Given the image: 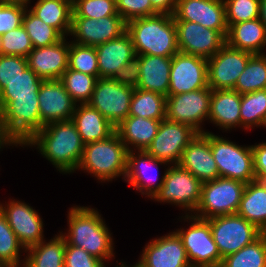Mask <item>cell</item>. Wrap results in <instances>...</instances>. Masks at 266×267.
Segmentation results:
<instances>
[{"label": "cell", "instance_id": "cell-29", "mask_svg": "<svg viewBox=\"0 0 266 267\" xmlns=\"http://www.w3.org/2000/svg\"><path fill=\"white\" fill-rule=\"evenodd\" d=\"M241 94L234 89L212 90L209 119L224 129L241 125Z\"/></svg>", "mask_w": 266, "mask_h": 267}, {"label": "cell", "instance_id": "cell-19", "mask_svg": "<svg viewBox=\"0 0 266 267\" xmlns=\"http://www.w3.org/2000/svg\"><path fill=\"white\" fill-rule=\"evenodd\" d=\"M41 129L50 123L71 120L76 103L60 79L44 80L39 92Z\"/></svg>", "mask_w": 266, "mask_h": 267}, {"label": "cell", "instance_id": "cell-38", "mask_svg": "<svg viewBox=\"0 0 266 267\" xmlns=\"http://www.w3.org/2000/svg\"><path fill=\"white\" fill-rule=\"evenodd\" d=\"M60 80L76 104H85L91 99L97 78L68 68Z\"/></svg>", "mask_w": 266, "mask_h": 267}, {"label": "cell", "instance_id": "cell-4", "mask_svg": "<svg viewBox=\"0 0 266 267\" xmlns=\"http://www.w3.org/2000/svg\"><path fill=\"white\" fill-rule=\"evenodd\" d=\"M128 150L115 132L109 138L85 144L77 169L92 173L99 180L109 181L126 176Z\"/></svg>", "mask_w": 266, "mask_h": 267}, {"label": "cell", "instance_id": "cell-10", "mask_svg": "<svg viewBox=\"0 0 266 267\" xmlns=\"http://www.w3.org/2000/svg\"><path fill=\"white\" fill-rule=\"evenodd\" d=\"M134 88L113 78H98L88 104L117 127L129 116Z\"/></svg>", "mask_w": 266, "mask_h": 267}, {"label": "cell", "instance_id": "cell-43", "mask_svg": "<svg viewBox=\"0 0 266 267\" xmlns=\"http://www.w3.org/2000/svg\"><path fill=\"white\" fill-rule=\"evenodd\" d=\"M120 16L116 10V0H74L72 17L100 19Z\"/></svg>", "mask_w": 266, "mask_h": 267}, {"label": "cell", "instance_id": "cell-2", "mask_svg": "<svg viewBox=\"0 0 266 267\" xmlns=\"http://www.w3.org/2000/svg\"><path fill=\"white\" fill-rule=\"evenodd\" d=\"M136 55L172 57L179 52L176 24L172 14L159 13L126 23Z\"/></svg>", "mask_w": 266, "mask_h": 267}, {"label": "cell", "instance_id": "cell-48", "mask_svg": "<svg viewBox=\"0 0 266 267\" xmlns=\"http://www.w3.org/2000/svg\"><path fill=\"white\" fill-rule=\"evenodd\" d=\"M28 67L27 59L22 56L1 55L0 56V92L7 83L19 77Z\"/></svg>", "mask_w": 266, "mask_h": 267}, {"label": "cell", "instance_id": "cell-32", "mask_svg": "<svg viewBox=\"0 0 266 267\" xmlns=\"http://www.w3.org/2000/svg\"><path fill=\"white\" fill-rule=\"evenodd\" d=\"M30 10L49 26L55 28L63 37L70 34L73 3L63 0H37Z\"/></svg>", "mask_w": 266, "mask_h": 267}, {"label": "cell", "instance_id": "cell-57", "mask_svg": "<svg viewBox=\"0 0 266 267\" xmlns=\"http://www.w3.org/2000/svg\"><path fill=\"white\" fill-rule=\"evenodd\" d=\"M13 1H18V0H0V2H13Z\"/></svg>", "mask_w": 266, "mask_h": 267}, {"label": "cell", "instance_id": "cell-11", "mask_svg": "<svg viewBox=\"0 0 266 267\" xmlns=\"http://www.w3.org/2000/svg\"><path fill=\"white\" fill-rule=\"evenodd\" d=\"M202 182L179 165L169 167L164 174V181L153 199L174 203L196 211L202 191Z\"/></svg>", "mask_w": 266, "mask_h": 267}, {"label": "cell", "instance_id": "cell-7", "mask_svg": "<svg viewBox=\"0 0 266 267\" xmlns=\"http://www.w3.org/2000/svg\"><path fill=\"white\" fill-rule=\"evenodd\" d=\"M207 221L222 258L253 243L264 233L237 213L212 217Z\"/></svg>", "mask_w": 266, "mask_h": 267}, {"label": "cell", "instance_id": "cell-50", "mask_svg": "<svg viewBox=\"0 0 266 267\" xmlns=\"http://www.w3.org/2000/svg\"><path fill=\"white\" fill-rule=\"evenodd\" d=\"M113 79L123 85L137 88L140 79V63L138 56L123 65Z\"/></svg>", "mask_w": 266, "mask_h": 267}, {"label": "cell", "instance_id": "cell-54", "mask_svg": "<svg viewBox=\"0 0 266 267\" xmlns=\"http://www.w3.org/2000/svg\"><path fill=\"white\" fill-rule=\"evenodd\" d=\"M259 19L266 27V0H260Z\"/></svg>", "mask_w": 266, "mask_h": 267}, {"label": "cell", "instance_id": "cell-9", "mask_svg": "<svg viewBox=\"0 0 266 267\" xmlns=\"http://www.w3.org/2000/svg\"><path fill=\"white\" fill-rule=\"evenodd\" d=\"M185 219L194 223L186 231L180 228L176 233L182 240L191 267H220L223 258L214 242L209 222L188 214Z\"/></svg>", "mask_w": 266, "mask_h": 267}, {"label": "cell", "instance_id": "cell-45", "mask_svg": "<svg viewBox=\"0 0 266 267\" xmlns=\"http://www.w3.org/2000/svg\"><path fill=\"white\" fill-rule=\"evenodd\" d=\"M33 48L31 39L23 25L2 35V55L26 58Z\"/></svg>", "mask_w": 266, "mask_h": 267}, {"label": "cell", "instance_id": "cell-15", "mask_svg": "<svg viewBox=\"0 0 266 267\" xmlns=\"http://www.w3.org/2000/svg\"><path fill=\"white\" fill-rule=\"evenodd\" d=\"M207 87V59L180 51L172 56L168 95Z\"/></svg>", "mask_w": 266, "mask_h": 267}, {"label": "cell", "instance_id": "cell-42", "mask_svg": "<svg viewBox=\"0 0 266 267\" xmlns=\"http://www.w3.org/2000/svg\"><path fill=\"white\" fill-rule=\"evenodd\" d=\"M68 68L99 78L95 46H85L70 42Z\"/></svg>", "mask_w": 266, "mask_h": 267}, {"label": "cell", "instance_id": "cell-3", "mask_svg": "<svg viewBox=\"0 0 266 267\" xmlns=\"http://www.w3.org/2000/svg\"><path fill=\"white\" fill-rule=\"evenodd\" d=\"M66 245L80 247L101 261L113 256L111 234L101 215L89 207H73L69 212Z\"/></svg>", "mask_w": 266, "mask_h": 267}, {"label": "cell", "instance_id": "cell-24", "mask_svg": "<svg viewBox=\"0 0 266 267\" xmlns=\"http://www.w3.org/2000/svg\"><path fill=\"white\" fill-rule=\"evenodd\" d=\"M95 49L99 78H113L123 65L137 56L127 32L116 39L95 46Z\"/></svg>", "mask_w": 266, "mask_h": 267}, {"label": "cell", "instance_id": "cell-14", "mask_svg": "<svg viewBox=\"0 0 266 267\" xmlns=\"http://www.w3.org/2000/svg\"><path fill=\"white\" fill-rule=\"evenodd\" d=\"M253 55L225 44L207 60L208 87L212 90L234 89L238 77Z\"/></svg>", "mask_w": 266, "mask_h": 267}, {"label": "cell", "instance_id": "cell-13", "mask_svg": "<svg viewBox=\"0 0 266 267\" xmlns=\"http://www.w3.org/2000/svg\"><path fill=\"white\" fill-rule=\"evenodd\" d=\"M198 134L190 125L165 118L146 152L157 160L178 165L184 149Z\"/></svg>", "mask_w": 266, "mask_h": 267}, {"label": "cell", "instance_id": "cell-37", "mask_svg": "<svg viewBox=\"0 0 266 267\" xmlns=\"http://www.w3.org/2000/svg\"><path fill=\"white\" fill-rule=\"evenodd\" d=\"M241 125L245 129L264 126L266 121V89L241 95Z\"/></svg>", "mask_w": 266, "mask_h": 267}, {"label": "cell", "instance_id": "cell-27", "mask_svg": "<svg viewBox=\"0 0 266 267\" xmlns=\"http://www.w3.org/2000/svg\"><path fill=\"white\" fill-rule=\"evenodd\" d=\"M140 79L137 88L168 96L172 57L137 55Z\"/></svg>", "mask_w": 266, "mask_h": 267}, {"label": "cell", "instance_id": "cell-30", "mask_svg": "<svg viewBox=\"0 0 266 267\" xmlns=\"http://www.w3.org/2000/svg\"><path fill=\"white\" fill-rule=\"evenodd\" d=\"M160 124V120L129 115L116 127L115 132L128 151L132 150L129 144L134 145L138 151H146L157 135Z\"/></svg>", "mask_w": 266, "mask_h": 267}, {"label": "cell", "instance_id": "cell-55", "mask_svg": "<svg viewBox=\"0 0 266 267\" xmlns=\"http://www.w3.org/2000/svg\"><path fill=\"white\" fill-rule=\"evenodd\" d=\"M117 267V266H116ZM120 267H128V266H126V265H124V264H121L120 265ZM132 267H143L142 265H140L139 263H136L134 266H132Z\"/></svg>", "mask_w": 266, "mask_h": 267}, {"label": "cell", "instance_id": "cell-35", "mask_svg": "<svg viewBox=\"0 0 266 267\" xmlns=\"http://www.w3.org/2000/svg\"><path fill=\"white\" fill-rule=\"evenodd\" d=\"M220 267H266V233L222 259Z\"/></svg>", "mask_w": 266, "mask_h": 267}, {"label": "cell", "instance_id": "cell-33", "mask_svg": "<svg viewBox=\"0 0 266 267\" xmlns=\"http://www.w3.org/2000/svg\"><path fill=\"white\" fill-rule=\"evenodd\" d=\"M52 241H41L28 248L29 255L25 258V267H64L66 240L64 235L55 236Z\"/></svg>", "mask_w": 266, "mask_h": 267}, {"label": "cell", "instance_id": "cell-47", "mask_svg": "<svg viewBox=\"0 0 266 267\" xmlns=\"http://www.w3.org/2000/svg\"><path fill=\"white\" fill-rule=\"evenodd\" d=\"M116 10L126 22L159 14L150 0H116Z\"/></svg>", "mask_w": 266, "mask_h": 267}, {"label": "cell", "instance_id": "cell-44", "mask_svg": "<svg viewBox=\"0 0 266 267\" xmlns=\"http://www.w3.org/2000/svg\"><path fill=\"white\" fill-rule=\"evenodd\" d=\"M224 3L227 25L259 18L260 0H224Z\"/></svg>", "mask_w": 266, "mask_h": 267}, {"label": "cell", "instance_id": "cell-49", "mask_svg": "<svg viewBox=\"0 0 266 267\" xmlns=\"http://www.w3.org/2000/svg\"><path fill=\"white\" fill-rule=\"evenodd\" d=\"M104 261L73 245H66L64 267H106Z\"/></svg>", "mask_w": 266, "mask_h": 267}, {"label": "cell", "instance_id": "cell-36", "mask_svg": "<svg viewBox=\"0 0 266 267\" xmlns=\"http://www.w3.org/2000/svg\"><path fill=\"white\" fill-rule=\"evenodd\" d=\"M266 89V55L254 54L238 77L234 90L241 95Z\"/></svg>", "mask_w": 266, "mask_h": 267}, {"label": "cell", "instance_id": "cell-18", "mask_svg": "<svg viewBox=\"0 0 266 267\" xmlns=\"http://www.w3.org/2000/svg\"><path fill=\"white\" fill-rule=\"evenodd\" d=\"M126 21L121 16H107L100 19L72 17L70 34L76 37V44L97 46L120 37L126 32Z\"/></svg>", "mask_w": 266, "mask_h": 267}, {"label": "cell", "instance_id": "cell-12", "mask_svg": "<svg viewBox=\"0 0 266 267\" xmlns=\"http://www.w3.org/2000/svg\"><path fill=\"white\" fill-rule=\"evenodd\" d=\"M210 87L194 90L166 98V119L173 122L190 125L198 133H204L200 127L202 121L209 120Z\"/></svg>", "mask_w": 266, "mask_h": 267}, {"label": "cell", "instance_id": "cell-16", "mask_svg": "<svg viewBox=\"0 0 266 267\" xmlns=\"http://www.w3.org/2000/svg\"><path fill=\"white\" fill-rule=\"evenodd\" d=\"M179 51L209 59L225 44L226 38L217 30L189 21H175Z\"/></svg>", "mask_w": 266, "mask_h": 267}, {"label": "cell", "instance_id": "cell-51", "mask_svg": "<svg viewBox=\"0 0 266 267\" xmlns=\"http://www.w3.org/2000/svg\"><path fill=\"white\" fill-rule=\"evenodd\" d=\"M256 180L266 182V143L252 145Z\"/></svg>", "mask_w": 266, "mask_h": 267}, {"label": "cell", "instance_id": "cell-6", "mask_svg": "<svg viewBox=\"0 0 266 267\" xmlns=\"http://www.w3.org/2000/svg\"><path fill=\"white\" fill-rule=\"evenodd\" d=\"M0 115L6 134L16 146L25 145L41 130L38 97L0 100Z\"/></svg>", "mask_w": 266, "mask_h": 267}, {"label": "cell", "instance_id": "cell-8", "mask_svg": "<svg viewBox=\"0 0 266 267\" xmlns=\"http://www.w3.org/2000/svg\"><path fill=\"white\" fill-rule=\"evenodd\" d=\"M210 148L218 166L219 177L244 183L256 180L252 147H241L210 133Z\"/></svg>", "mask_w": 266, "mask_h": 267}, {"label": "cell", "instance_id": "cell-28", "mask_svg": "<svg viewBox=\"0 0 266 267\" xmlns=\"http://www.w3.org/2000/svg\"><path fill=\"white\" fill-rule=\"evenodd\" d=\"M227 26L228 46L252 54H264L261 49L266 45V27L259 18Z\"/></svg>", "mask_w": 266, "mask_h": 267}, {"label": "cell", "instance_id": "cell-21", "mask_svg": "<svg viewBox=\"0 0 266 267\" xmlns=\"http://www.w3.org/2000/svg\"><path fill=\"white\" fill-rule=\"evenodd\" d=\"M143 250V267H191L182 240L176 232L153 239Z\"/></svg>", "mask_w": 266, "mask_h": 267}, {"label": "cell", "instance_id": "cell-53", "mask_svg": "<svg viewBox=\"0 0 266 267\" xmlns=\"http://www.w3.org/2000/svg\"><path fill=\"white\" fill-rule=\"evenodd\" d=\"M16 145V143L6 134L4 125H3V121L0 115V149L2 145Z\"/></svg>", "mask_w": 266, "mask_h": 267}, {"label": "cell", "instance_id": "cell-26", "mask_svg": "<svg viewBox=\"0 0 266 267\" xmlns=\"http://www.w3.org/2000/svg\"><path fill=\"white\" fill-rule=\"evenodd\" d=\"M75 107L72 121L84 144L102 141L116 131V127L88 103Z\"/></svg>", "mask_w": 266, "mask_h": 267}, {"label": "cell", "instance_id": "cell-39", "mask_svg": "<svg viewBox=\"0 0 266 267\" xmlns=\"http://www.w3.org/2000/svg\"><path fill=\"white\" fill-rule=\"evenodd\" d=\"M43 81L44 79L27 67L19 77L7 83V86L0 92V100L38 97Z\"/></svg>", "mask_w": 266, "mask_h": 267}, {"label": "cell", "instance_id": "cell-52", "mask_svg": "<svg viewBox=\"0 0 266 267\" xmlns=\"http://www.w3.org/2000/svg\"><path fill=\"white\" fill-rule=\"evenodd\" d=\"M159 13L173 14L177 0H150Z\"/></svg>", "mask_w": 266, "mask_h": 267}, {"label": "cell", "instance_id": "cell-20", "mask_svg": "<svg viewBox=\"0 0 266 267\" xmlns=\"http://www.w3.org/2000/svg\"><path fill=\"white\" fill-rule=\"evenodd\" d=\"M0 210L25 250L43 240V221L32 207L13 200Z\"/></svg>", "mask_w": 266, "mask_h": 267}, {"label": "cell", "instance_id": "cell-41", "mask_svg": "<svg viewBox=\"0 0 266 267\" xmlns=\"http://www.w3.org/2000/svg\"><path fill=\"white\" fill-rule=\"evenodd\" d=\"M20 248L24 249L0 210V267L19 266Z\"/></svg>", "mask_w": 266, "mask_h": 267}, {"label": "cell", "instance_id": "cell-31", "mask_svg": "<svg viewBox=\"0 0 266 267\" xmlns=\"http://www.w3.org/2000/svg\"><path fill=\"white\" fill-rule=\"evenodd\" d=\"M237 214L266 233V182L254 180L246 184Z\"/></svg>", "mask_w": 266, "mask_h": 267}, {"label": "cell", "instance_id": "cell-17", "mask_svg": "<svg viewBox=\"0 0 266 267\" xmlns=\"http://www.w3.org/2000/svg\"><path fill=\"white\" fill-rule=\"evenodd\" d=\"M174 21H189L219 31L225 38L228 32L224 0H177Z\"/></svg>", "mask_w": 266, "mask_h": 267}, {"label": "cell", "instance_id": "cell-34", "mask_svg": "<svg viewBox=\"0 0 266 267\" xmlns=\"http://www.w3.org/2000/svg\"><path fill=\"white\" fill-rule=\"evenodd\" d=\"M166 96L134 88L130 102V116L160 120L166 118Z\"/></svg>", "mask_w": 266, "mask_h": 267}, {"label": "cell", "instance_id": "cell-56", "mask_svg": "<svg viewBox=\"0 0 266 267\" xmlns=\"http://www.w3.org/2000/svg\"><path fill=\"white\" fill-rule=\"evenodd\" d=\"M2 55V35H0V56Z\"/></svg>", "mask_w": 266, "mask_h": 267}, {"label": "cell", "instance_id": "cell-1", "mask_svg": "<svg viewBox=\"0 0 266 267\" xmlns=\"http://www.w3.org/2000/svg\"><path fill=\"white\" fill-rule=\"evenodd\" d=\"M25 145H37L41 154L64 173L77 169L85 146L72 120L45 125Z\"/></svg>", "mask_w": 266, "mask_h": 267}, {"label": "cell", "instance_id": "cell-23", "mask_svg": "<svg viewBox=\"0 0 266 267\" xmlns=\"http://www.w3.org/2000/svg\"><path fill=\"white\" fill-rule=\"evenodd\" d=\"M69 49L65 37L55 44L33 48L26 57L28 67L44 80L61 79L68 69Z\"/></svg>", "mask_w": 266, "mask_h": 267}, {"label": "cell", "instance_id": "cell-22", "mask_svg": "<svg viewBox=\"0 0 266 267\" xmlns=\"http://www.w3.org/2000/svg\"><path fill=\"white\" fill-rule=\"evenodd\" d=\"M202 183L219 177L218 166L210 148V133H199L184 149L178 163Z\"/></svg>", "mask_w": 266, "mask_h": 267}, {"label": "cell", "instance_id": "cell-58", "mask_svg": "<svg viewBox=\"0 0 266 267\" xmlns=\"http://www.w3.org/2000/svg\"><path fill=\"white\" fill-rule=\"evenodd\" d=\"M63 1L74 3V0H63Z\"/></svg>", "mask_w": 266, "mask_h": 267}, {"label": "cell", "instance_id": "cell-25", "mask_svg": "<svg viewBox=\"0 0 266 267\" xmlns=\"http://www.w3.org/2000/svg\"><path fill=\"white\" fill-rule=\"evenodd\" d=\"M138 152L139 153L137 157V155L133 153V150L128 151L127 171L125 176L127 178L126 182H129L132 187L137 188L142 193V195L146 194L148 197L153 198L163 184L164 175L162 176V179L159 183H154V181L156 182L158 179L153 178V180L152 178H150L147 171H149L148 169H150L149 167L151 166H155L156 170L158 169L157 164L167 163L161 160H157L156 158L149 155L146 151ZM154 174L156 175L157 172Z\"/></svg>", "mask_w": 266, "mask_h": 267}, {"label": "cell", "instance_id": "cell-40", "mask_svg": "<svg viewBox=\"0 0 266 267\" xmlns=\"http://www.w3.org/2000/svg\"><path fill=\"white\" fill-rule=\"evenodd\" d=\"M22 25L28 33L34 48L55 44L63 38L55 28L43 22L28 9L24 14Z\"/></svg>", "mask_w": 266, "mask_h": 267}, {"label": "cell", "instance_id": "cell-46", "mask_svg": "<svg viewBox=\"0 0 266 267\" xmlns=\"http://www.w3.org/2000/svg\"><path fill=\"white\" fill-rule=\"evenodd\" d=\"M30 0L0 2V35L18 28L23 24V17Z\"/></svg>", "mask_w": 266, "mask_h": 267}, {"label": "cell", "instance_id": "cell-5", "mask_svg": "<svg viewBox=\"0 0 266 267\" xmlns=\"http://www.w3.org/2000/svg\"><path fill=\"white\" fill-rule=\"evenodd\" d=\"M246 183L218 177L202 184L201 199L195 217L210 219L216 216L236 214Z\"/></svg>", "mask_w": 266, "mask_h": 267}]
</instances>
